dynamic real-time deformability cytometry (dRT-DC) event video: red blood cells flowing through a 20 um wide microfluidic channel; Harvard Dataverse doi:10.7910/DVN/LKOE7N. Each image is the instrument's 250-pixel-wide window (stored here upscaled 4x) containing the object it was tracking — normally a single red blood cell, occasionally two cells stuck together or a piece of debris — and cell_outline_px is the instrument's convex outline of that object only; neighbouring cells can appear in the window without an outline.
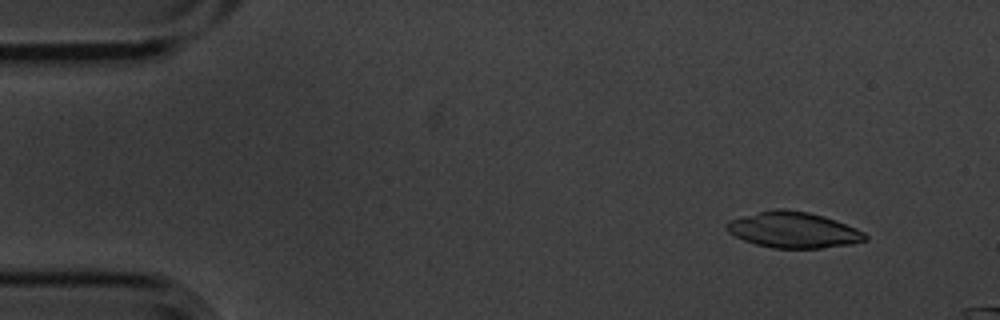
{"species": "common noctule bat (a hibernating species)", "species_latin": "Nyctalus noctula", "temperature_condition": "cold", "stored_images_in_passage": 5, "camera_frame_rate_fps": 3000, "um_per_image_px": 0.085, "animal": {"sex": "male", "body_mass_g": 20.1, "forearm_length_mm": 53.5}, "frame": {"image": 1, "passage_image": 2, "time_ms": 0.333, "image_size_px": [1000, 320], "cell_outline_px": [[868, 240], [852, 244], [820, 248], [772, 248], [756, 244], [744, 240], [728, 232], [724, 228], [724, 224], [728, 220], [776, 208], [784, 208], [808, 212], [824, 216], [836, 220], [856, 228], [864, 232], [868, 236]], "centroid_in_image_um": [67.44, 19.54], "position_along_channel_um": 17.6, "area_um2": 29.07}}